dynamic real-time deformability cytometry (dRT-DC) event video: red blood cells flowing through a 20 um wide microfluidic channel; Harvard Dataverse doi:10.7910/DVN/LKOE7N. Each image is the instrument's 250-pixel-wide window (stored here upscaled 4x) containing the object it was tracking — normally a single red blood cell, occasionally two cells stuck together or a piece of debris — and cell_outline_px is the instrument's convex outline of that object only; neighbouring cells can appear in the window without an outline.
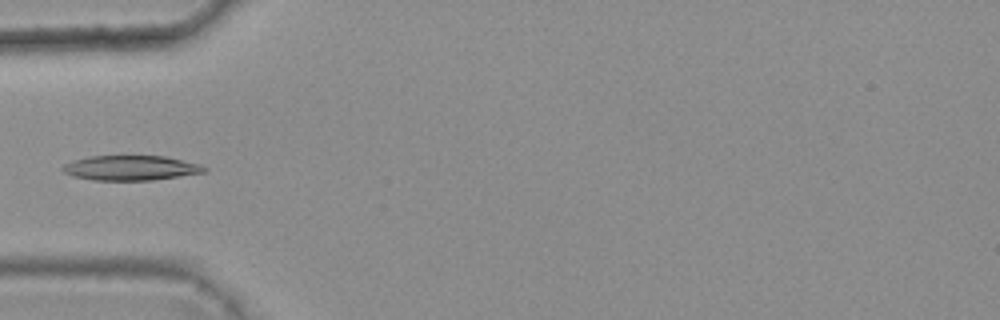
{"species": "common noctule bat (a hibernating species)", "species_latin": "Nyctalus noctula", "temperature_condition": "warm", "stored_images_in_passage": 5, "camera_frame_rate_fps": 3000, "um_per_image_px": 0.085, "animal": {"sex": "female", "body_mass_g": 25.1}, "frame": {"image": 1, "passage_image": 4, "time_ms": 1.0, "image_size_px": [1000, 320], "cell_outline_px": [[208, 168], [204, 172], [152, 180], [92, 180], [72, 176], [64, 172], [60, 168], [64, 164], [72, 160], [88, 156], [164, 156], [200, 164]], "centroid_in_image_um": [11.06, 14.27], "position_along_channel_um": 73.9, "area_um2": 20.46}}
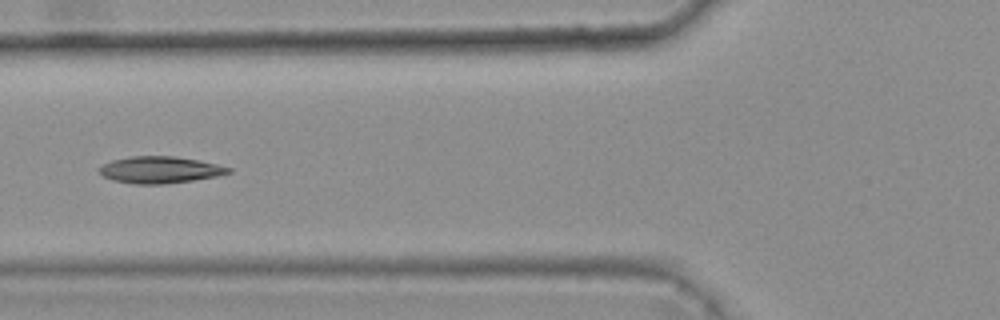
{"frame": {"image": 2, "passage_image": 5, "time_ms": 1.333, "image_size_px": [1000, 320], "cell_outline_px": [[232, 172], [216, 176], [192, 180], [164, 184], [136, 184], [112, 180], [104, 176], [100, 172], [100, 168], [104, 164], [112, 160], [132, 156], [172, 156], [196, 160], [216, 164], [232, 168]], "centroid_in_image_um": [13.6, 14.44], "position_along_channel_um": 112.2, "area_um2": 19.83}}